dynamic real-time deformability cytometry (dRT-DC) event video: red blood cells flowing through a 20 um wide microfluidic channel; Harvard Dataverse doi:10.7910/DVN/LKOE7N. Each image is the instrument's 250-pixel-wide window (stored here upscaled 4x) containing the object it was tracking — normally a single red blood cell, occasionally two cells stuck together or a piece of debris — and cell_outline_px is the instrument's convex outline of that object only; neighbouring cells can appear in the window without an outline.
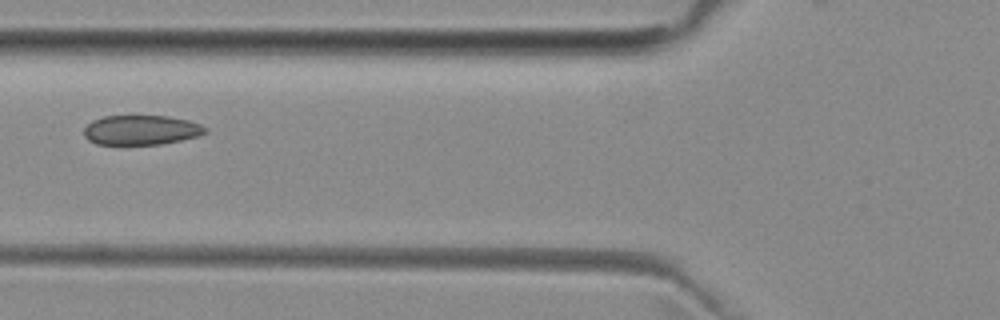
{"species": "common noctule bat (a hibernating species)", "species_latin": "Nyctalus noctula", "temperature_condition": "room temperature", "stored_images_in_passage": 5, "camera_frame_rate_fps": 3000, "um_per_image_px": 0.085, "animal": {"sex": "female", "body_mass_g": 29.2, "forearm_length_mm": 56.3}, "frame": {"image": 1, "passage_image": 5, "time_ms": 5.333, "image_size_px": [1000, 320], "cell_outline_px": [[208, 132], [196, 136], [180, 140], [160, 144], [96, 144], [88, 140], [84, 136], [84, 128], [92, 120], [104, 116], [168, 116], [188, 120], [200, 124], [208, 128]], "centroid_in_image_um": [11.99, 11.05], "position_along_channel_um": 113.8, "area_um2": 20.92}}